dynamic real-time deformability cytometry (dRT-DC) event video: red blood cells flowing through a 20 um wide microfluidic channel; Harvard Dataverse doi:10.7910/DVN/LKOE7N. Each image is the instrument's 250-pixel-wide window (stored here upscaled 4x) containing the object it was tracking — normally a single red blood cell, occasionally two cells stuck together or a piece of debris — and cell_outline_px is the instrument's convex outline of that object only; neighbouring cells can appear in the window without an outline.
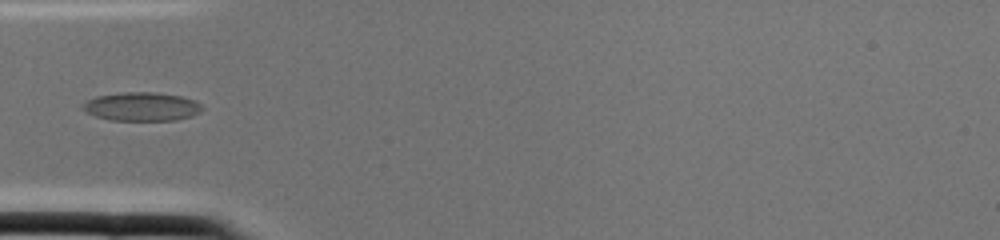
{"species": "common noctule bat (a hibernating species)", "species_latin": "Nyctalus noctula", "temperature_condition": "cold", "stored_images_in_passage": 2, "camera_frame_rate_fps": 3000, "um_per_image_px": 0.085, "animal": {"sex": "female", "body_mass_g": 22.0, "forearm_length_mm": 56.7}, "frame": {"image": 1, "passage_image": 2, "time_ms": 0.333, "image_size_px": [1000, 240], "cell_outline_px": [[204, 108], [200, 112], [192, 116], [176, 120], [108, 120], [84, 112], [80, 108], [80, 104], [84, 100], [96, 96], [120, 92], [156, 92], [180, 96], [196, 100]], "centroid_in_image_um": [11.99, 9.05], "position_along_channel_um": 73.0, "area_um2": 20.35}}